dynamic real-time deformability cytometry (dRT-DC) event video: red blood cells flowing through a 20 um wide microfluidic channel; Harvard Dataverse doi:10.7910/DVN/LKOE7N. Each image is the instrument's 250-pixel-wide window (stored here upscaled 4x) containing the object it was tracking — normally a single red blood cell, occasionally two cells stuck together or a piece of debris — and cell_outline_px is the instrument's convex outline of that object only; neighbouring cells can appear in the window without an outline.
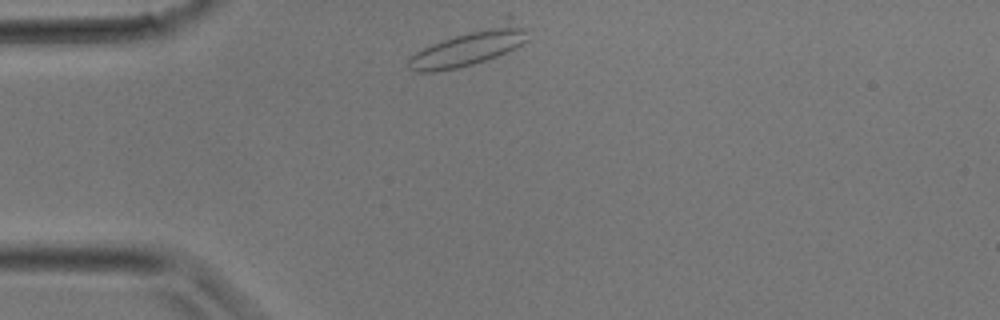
{"species": "common noctule bat (a hibernating species)", "species_latin": "Nyctalus noctula", "temperature_condition": "room temperature", "stored_images_in_passage": 25, "camera_frame_rate_fps": 3000, "um_per_image_px": 0.085, "animal": {"sex": "male", "body_mass_g": 17.9}, "frame": {"image": 1, "passage_image": 1, "time_ms": 0.0, "image_size_px": [1000, 320], "cell_outline_px": [[528, 40], [496, 56], [472, 64], [456, 68], [432, 72], [416, 72], [408, 68], [408, 56], [432, 44], [508, 12], [524, 28]], "centroid_in_image_um": [39.96, 3.88], "position_along_channel_um": 45.0, "area_um2": 26.3}}
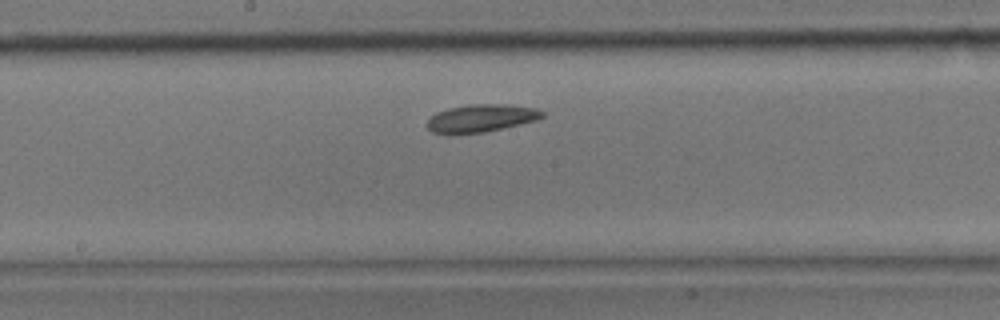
{"frame": {"image": 2, "passage_image": 10, "time_ms": 3.0, "image_size_px": [1000, 320], "cell_outline_px": [[544, 116], [536, 120], [520, 124], [484, 132], [452, 136], [432, 132], [428, 128], [428, 120], [436, 112], [448, 108], [468, 104], [504, 104], [536, 108], [544, 112]], "centroid_in_image_um": [40.85, 10.06], "position_along_channel_um": 207.4, "area_um2": 18.84}}
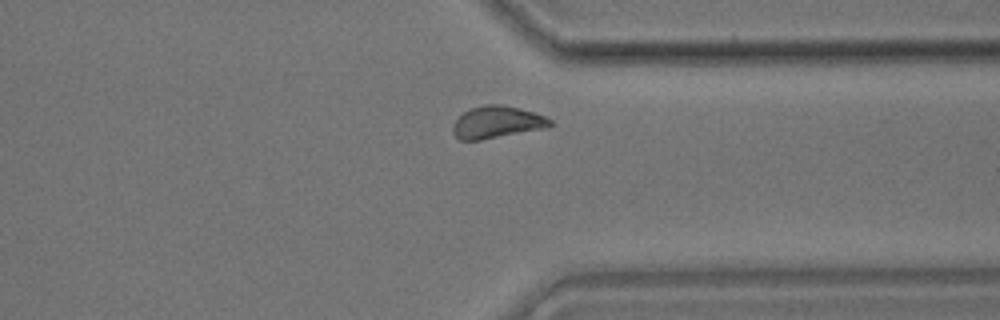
{"frame": {"image": 3, "passage_image": 18, "time_ms": 5.667, "image_size_px": [1000, 320], "cell_outline_px": [[552, 124], [544, 128], [480, 140], [460, 140], [452, 132], [452, 124], [464, 112], [472, 108], [484, 104], [500, 104], [532, 112], [544, 116], [552, 120]], "centroid_in_image_um": [42.2, 10.39], "position_along_channel_um": 369.2, "area_um2": 17.86}}